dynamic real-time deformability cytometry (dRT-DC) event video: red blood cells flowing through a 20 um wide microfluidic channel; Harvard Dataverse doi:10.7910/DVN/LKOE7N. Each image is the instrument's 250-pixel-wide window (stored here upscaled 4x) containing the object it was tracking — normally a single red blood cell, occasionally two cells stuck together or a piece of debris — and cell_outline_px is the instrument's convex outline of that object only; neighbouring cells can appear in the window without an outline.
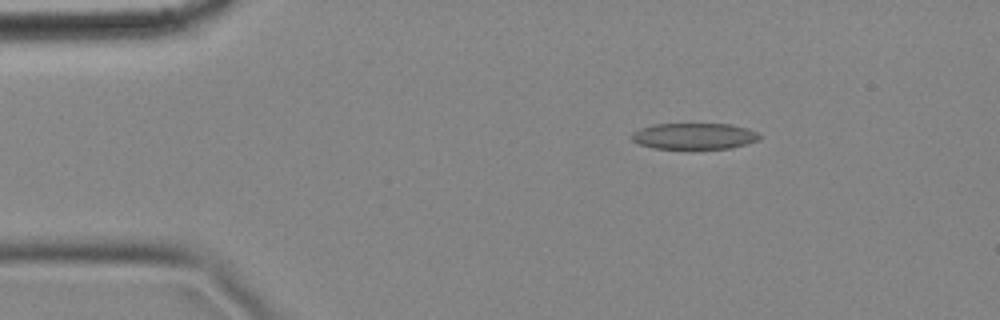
{"species": "common noctule bat (a hibernating species)", "species_latin": "Nyctalus noctula", "temperature_condition": "cold", "stored_images_in_passage": 4, "camera_frame_rate_fps": 3000, "um_per_image_px": 0.085, "animal": {"sex": "female", "body_mass_g": 18.4}, "frame": {"image": 1, "passage_image": 2, "time_ms": 0.333, "image_size_px": [1000, 320], "cell_outline_px": [[760, 140], [728, 148], [656, 148], [640, 144], [632, 140], [632, 132], [640, 128], [656, 124], [732, 124], [748, 128], [756, 132], [760, 136]], "centroid_in_image_um": [59.02, 11.56], "position_along_channel_um": 26.0, "area_um2": 19.25}}